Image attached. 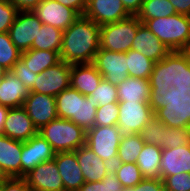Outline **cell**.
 <instances>
[{
    "label": "cell",
    "mask_w": 190,
    "mask_h": 191,
    "mask_svg": "<svg viewBox=\"0 0 190 191\" xmlns=\"http://www.w3.org/2000/svg\"><path fill=\"white\" fill-rule=\"evenodd\" d=\"M141 24L137 16H130L115 23L102 25L100 48L113 52H128Z\"/></svg>",
    "instance_id": "cell-7"
},
{
    "label": "cell",
    "mask_w": 190,
    "mask_h": 191,
    "mask_svg": "<svg viewBox=\"0 0 190 191\" xmlns=\"http://www.w3.org/2000/svg\"><path fill=\"white\" fill-rule=\"evenodd\" d=\"M93 64L105 80L117 86L128 77L126 53L99 49Z\"/></svg>",
    "instance_id": "cell-12"
},
{
    "label": "cell",
    "mask_w": 190,
    "mask_h": 191,
    "mask_svg": "<svg viewBox=\"0 0 190 191\" xmlns=\"http://www.w3.org/2000/svg\"><path fill=\"white\" fill-rule=\"evenodd\" d=\"M100 37L101 26L80 15L63 31L60 60L68 64L93 63Z\"/></svg>",
    "instance_id": "cell-1"
},
{
    "label": "cell",
    "mask_w": 190,
    "mask_h": 191,
    "mask_svg": "<svg viewBox=\"0 0 190 191\" xmlns=\"http://www.w3.org/2000/svg\"><path fill=\"white\" fill-rule=\"evenodd\" d=\"M10 177L7 175V173L4 171L3 167L0 165V184L2 182L8 181Z\"/></svg>",
    "instance_id": "cell-51"
},
{
    "label": "cell",
    "mask_w": 190,
    "mask_h": 191,
    "mask_svg": "<svg viewBox=\"0 0 190 191\" xmlns=\"http://www.w3.org/2000/svg\"><path fill=\"white\" fill-rule=\"evenodd\" d=\"M122 137L120 128L112 126H93L86 131V145L103 161L114 165Z\"/></svg>",
    "instance_id": "cell-8"
},
{
    "label": "cell",
    "mask_w": 190,
    "mask_h": 191,
    "mask_svg": "<svg viewBox=\"0 0 190 191\" xmlns=\"http://www.w3.org/2000/svg\"><path fill=\"white\" fill-rule=\"evenodd\" d=\"M126 53L128 76L141 79H171L155 62L138 51Z\"/></svg>",
    "instance_id": "cell-22"
},
{
    "label": "cell",
    "mask_w": 190,
    "mask_h": 191,
    "mask_svg": "<svg viewBox=\"0 0 190 191\" xmlns=\"http://www.w3.org/2000/svg\"><path fill=\"white\" fill-rule=\"evenodd\" d=\"M11 71L29 91L33 88L37 74L33 73L30 68L26 67L21 59L16 62Z\"/></svg>",
    "instance_id": "cell-41"
},
{
    "label": "cell",
    "mask_w": 190,
    "mask_h": 191,
    "mask_svg": "<svg viewBox=\"0 0 190 191\" xmlns=\"http://www.w3.org/2000/svg\"><path fill=\"white\" fill-rule=\"evenodd\" d=\"M162 148L156 145L144 144L136 164L144 178L161 179L160 162H161Z\"/></svg>",
    "instance_id": "cell-27"
},
{
    "label": "cell",
    "mask_w": 190,
    "mask_h": 191,
    "mask_svg": "<svg viewBox=\"0 0 190 191\" xmlns=\"http://www.w3.org/2000/svg\"><path fill=\"white\" fill-rule=\"evenodd\" d=\"M8 70H6L5 68H3L2 66H0V80L6 75V72Z\"/></svg>",
    "instance_id": "cell-53"
},
{
    "label": "cell",
    "mask_w": 190,
    "mask_h": 191,
    "mask_svg": "<svg viewBox=\"0 0 190 191\" xmlns=\"http://www.w3.org/2000/svg\"><path fill=\"white\" fill-rule=\"evenodd\" d=\"M9 111V107L0 105V134L2 133V130L4 128V122L7 117Z\"/></svg>",
    "instance_id": "cell-49"
},
{
    "label": "cell",
    "mask_w": 190,
    "mask_h": 191,
    "mask_svg": "<svg viewBox=\"0 0 190 191\" xmlns=\"http://www.w3.org/2000/svg\"><path fill=\"white\" fill-rule=\"evenodd\" d=\"M112 167L124 188L134 187L144 179L136 163L116 162Z\"/></svg>",
    "instance_id": "cell-34"
},
{
    "label": "cell",
    "mask_w": 190,
    "mask_h": 191,
    "mask_svg": "<svg viewBox=\"0 0 190 191\" xmlns=\"http://www.w3.org/2000/svg\"><path fill=\"white\" fill-rule=\"evenodd\" d=\"M178 96L180 97L181 102H182L184 108L190 114V94L183 87H181L179 89Z\"/></svg>",
    "instance_id": "cell-48"
},
{
    "label": "cell",
    "mask_w": 190,
    "mask_h": 191,
    "mask_svg": "<svg viewBox=\"0 0 190 191\" xmlns=\"http://www.w3.org/2000/svg\"><path fill=\"white\" fill-rule=\"evenodd\" d=\"M123 191H166L162 179L144 178L134 187L124 188Z\"/></svg>",
    "instance_id": "cell-42"
},
{
    "label": "cell",
    "mask_w": 190,
    "mask_h": 191,
    "mask_svg": "<svg viewBox=\"0 0 190 191\" xmlns=\"http://www.w3.org/2000/svg\"><path fill=\"white\" fill-rule=\"evenodd\" d=\"M131 49L155 62L180 88L183 87L182 62L143 23L138 27Z\"/></svg>",
    "instance_id": "cell-2"
},
{
    "label": "cell",
    "mask_w": 190,
    "mask_h": 191,
    "mask_svg": "<svg viewBox=\"0 0 190 191\" xmlns=\"http://www.w3.org/2000/svg\"><path fill=\"white\" fill-rule=\"evenodd\" d=\"M22 142L0 134V165L10 178H21Z\"/></svg>",
    "instance_id": "cell-25"
},
{
    "label": "cell",
    "mask_w": 190,
    "mask_h": 191,
    "mask_svg": "<svg viewBox=\"0 0 190 191\" xmlns=\"http://www.w3.org/2000/svg\"><path fill=\"white\" fill-rule=\"evenodd\" d=\"M166 191H190V173L180 172L161 178Z\"/></svg>",
    "instance_id": "cell-39"
},
{
    "label": "cell",
    "mask_w": 190,
    "mask_h": 191,
    "mask_svg": "<svg viewBox=\"0 0 190 191\" xmlns=\"http://www.w3.org/2000/svg\"><path fill=\"white\" fill-rule=\"evenodd\" d=\"M20 59L35 74H39L61 61L58 52L38 49H29L22 52Z\"/></svg>",
    "instance_id": "cell-28"
},
{
    "label": "cell",
    "mask_w": 190,
    "mask_h": 191,
    "mask_svg": "<svg viewBox=\"0 0 190 191\" xmlns=\"http://www.w3.org/2000/svg\"><path fill=\"white\" fill-rule=\"evenodd\" d=\"M18 11H33L43 0H9Z\"/></svg>",
    "instance_id": "cell-45"
},
{
    "label": "cell",
    "mask_w": 190,
    "mask_h": 191,
    "mask_svg": "<svg viewBox=\"0 0 190 191\" xmlns=\"http://www.w3.org/2000/svg\"><path fill=\"white\" fill-rule=\"evenodd\" d=\"M23 107L37 130L58 118L55 96L29 92V96L24 100Z\"/></svg>",
    "instance_id": "cell-14"
},
{
    "label": "cell",
    "mask_w": 190,
    "mask_h": 191,
    "mask_svg": "<svg viewBox=\"0 0 190 191\" xmlns=\"http://www.w3.org/2000/svg\"><path fill=\"white\" fill-rule=\"evenodd\" d=\"M85 182L102 181L112 165L103 161L86 144L74 151Z\"/></svg>",
    "instance_id": "cell-21"
},
{
    "label": "cell",
    "mask_w": 190,
    "mask_h": 191,
    "mask_svg": "<svg viewBox=\"0 0 190 191\" xmlns=\"http://www.w3.org/2000/svg\"><path fill=\"white\" fill-rule=\"evenodd\" d=\"M21 52L13 44L9 33H0V66L6 70H11L20 59Z\"/></svg>",
    "instance_id": "cell-35"
},
{
    "label": "cell",
    "mask_w": 190,
    "mask_h": 191,
    "mask_svg": "<svg viewBox=\"0 0 190 191\" xmlns=\"http://www.w3.org/2000/svg\"><path fill=\"white\" fill-rule=\"evenodd\" d=\"M145 142L139 134L122 135L117 151V161L120 163H136Z\"/></svg>",
    "instance_id": "cell-30"
},
{
    "label": "cell",
    "mask_w": 190,
    "mask_h": 191,
    "mask_svg": "<svg viewBox=\"0 0 190 191\" xmlns=\"http://www.w3.org/2000/svg\"><path fill=\"white\" fill-rule=\"evenodd\" d=\"M23 179L26 181L29 190L65 191L54 159L40 163L29 171Z\"/></svg>",
    "instance_id": "cell-13"
},
{
    "label": "cell",
    "mask_w": 190,
    "mask_h": 191,
    "mask_svg": "<svg viewBox=\"0 0 190 191\" xmlns=\"http://www.w3.org/2000/svg\"><path fill=\"white\" fill-rule=\"evenodd\" d=\"M102 79L93 63L72 64L70 86L82 95H91Z\"/></svg>",
    "instance_id": "cell-24"
},
{
    "label": "cell",
    "mask_w": 190,
    "mask_h": 191,
    "mask_svg": "<svg viewBox=\"0 0 190 191\" xmlns=\"http://www.w3.org/2000/svg\"><path fill=\"white\" fill-rule=\"evenodd\" d=\"M60 4L74 9L79 15H83L87 7V0H55Z\"/></svg>",
    "instance_id": "cell-44"
},
{
    "label": "cell",
    "mask_w": 190,
    "mask_h": 191,
    "mask_svg": "<svg viewBox=\"0 0 190 191\" xmlns=\"http://www.w3.org/2000/svg\"><path fill=\"white\" fill-rule=\"evenodd\" d=\"M83 15L99 26L115 23L131 16L121 0H87Z\"/></svg>",
    "instance_id": "cell-17"
},
{
    "label": "cell",
    "mask_w": 190,
    "mask_h": 191,
    "mask_svg": "<svg viewBox=\"0 0 190 191\" xmlns=\"http://www.w3.org/2000/svg\"><path fill=\"white\" fill-rule=\"evenodd\" d=\"M183 88L190 94V76L185 80Z\"/></svg>",
    "instance_id": "cell-52"
},
{
    "label": "cell",
    "mask_w": 190,
    "mask_h": 191,
    "mask_svg": "<svg viewBox=\"0 0 190 191\" xmlns=\"http://www.w3.org/2000/svg\"><path fill=\"white\" fill-rule=\"evenodd\" d=\"M190 144V114L183 108L163 128V149Z\"/></svg>",
    "instance_id": "cell-20"
},
{
    "label": "cell",
    "mask_w": 190,
    "mask_h": 191,
    "mask_svg": "<svg viewBox=\"0 0 190 191\" xmlns=\"http://www.w3.org/2000/svg\"><path fill=\"white\" fill-rule=\"evenodd\" d=\"M177 14L190 16V0H169Z\"/></svg>",
    "instance_id": "cell-47"
},
{
    "label": "cell",
    "mask_w": 190,
    "mask_h": 191,
    "mask_svg": "<svg viewBox=\"0 0 190 191\" xmlns=\"http://www.w3.org/2000/svg\"><path fill=\"white\" fill-rule=\"evenodd\" d=\"M18 12L9 0H0V33L9 31Z\"/></svg>",
    "instance_id": "cell-40"
},
{
    "label": "cell",
    "mask_w": 190,
    "mask_h": 191,
    "mask_svg": "<svg viewBox=\"0 0 190 191\" xmlns=\"http://www.w3.org/2000/svg\"><path fill=\"white\" fill-rule=\"evenodd\" d=\"M92 101L99 106H104L108 103H118L117 86L112 85L104 78L101 80L97 89L91 94Z\"/></svg>",
    "instance_id": "cell-37"
},
{
    "label": "cell",
    "mask_w": 190,
    "mask_h": 191,
    "mask_svg": "<svg viewBox=\"0 0 190 191\" xmlns=\"http://www.w3.org/2000/svg\"><path fill=\"white\" fill-rule=\"evenodd\" d=\"M168 102H118L117 126L122 135L139 134Z\"/></svg>",
    "instance_id": "cell-6"
},
{
    "label": "cell",
    "mask_w": 190,
    "mask_h": 191,
    "mask_svg": "<svg viewBox=\"0 0 190 191\" xmlns=\"http://www.w3.org/2000/svg\"><path fill=\"white\" fill-rule=\"evenodd\" d=\"M55 152L39 133L22 142L21 178L42 162L54 159Z\"/></svg>",
    "instance_id": "cell-16"
},
{
    "label": "cell",
    "mask_w": 190,
    "mask_h": 191,
    "mask_svg": "<svg viewBox=\"0 0 190 191\" xmlns=\"http://www.w3.org/2000/svg\"><path fill=\"white\" fill-rule=\"evenodd\" d=\"M124 8L131 16H137L144 0H121Z\"/></svg>",
    "instance_id": "cell-46"
},
{
    "label": "cell",
    "mask_w": 190,
    "mask_h": 191,
    "mask_svg": "<svg viewBox=\"0 0 190 191\" xmlns=\"http://www.w3.org/2000/svg\"><path fill=\"white\" fill-rule=\"evenodd\" d=\"M42 24L33 11H19L17 13L8 33L11 41L21 53L31 49Z\"/></svg>",
    "instance_id": "cell-11"
},
{
    "label": "cell",
    "mask_w": 190,
    "mask_h": 191,
    "mask_svg": "<svg viewBox=\"0 0 190 191\" xmlns=\"http://www.w3.org/2000/svg\"><path fill=\"white\" fill-rule=\"evenodd\" d=\"M144 25L181 61L190 53V16L173 14Z\"/></svg>",
    "instance_id": "cell-3"
},
{
    "label": "cell",
    "mask_w": 190,
    "mask_h": 191,
    "mask_svg": "<svg viewBox=\"0 0 190 191\" xmlns=\"http://www.w3.org/2000/svg\"><path fill=\"white\" fill-rule=\"evenodd\" d=\"M180 172L190 173V144L172 149H162L160 162L161 178Z\"/></svg>",
    "instance_id": "cell-23"
},
{
    "label": "cell",
    "mask_w": 190,
    "mask_h": 191,
    "mask_svg": "<svg viewBox=\"0 0 190 191\" xmlns=\"http://www.w3.org/2000/svg\"><path fill=\"white\" fill-rule=\"evenodd\" d=\"M180 87L172 79L127 77L117 85L119 102H169Z\"/></svg>",
    "instance_id": "cell-4"
},
{
    "label": "cell",
    "mask_w": 190,
    "mask_h": 191,
    "mask_svg": "<svg viewBox=\"0 0 190 191\" xmlns=\"http://www.w3.org/2000/svg\"><path fill=\"white\" fill-rule=\"evenodd\" d=\"M173 14H176V10L169 0H144L137 17L144 24L147 20L164 18Z\"/></svg>",
    "instance_id": "cell-31"
},
{
    "label": "cell",
    "mask_w": 190,
    "mask_h": 191,
    "mask_svg": "<svg viewBox=\"0 0 190 191\" xmlns=\"http://www.w3.org/2000/svg\"><path fill=\"white\" fill-rule=\"evenodd\" d=\"M33 13L43 24L51 25L62 31L67 29L80 16L74 9L55 0H43L35 7Z\"/></svg>",
    "instance_id": "cell-15"
},
{
    "label": "cell",
    "mask_w": 190,
    "mask_h": 191,
    "mask_svg": "<svg viewBox=\"0 0 190 191\" xmlns=\"http://www.w3.org/2000/svg\"><path fill=\"white\" fill-rule=\"evenodd\" d=\"M0 191H29V187L23 178H10L0 184Z\"/></svg>",
    "instance_id": "cell-43"
},
{
    "label": "cell",
    "mask_w": 190,
    "mask_h": 191,
    "mask_svg": "<svg viewBox=\"0 0 190 191\" xmlns=\"http://www.w3.org/2000/svg\"><path fill=\"white\" fill-rule=\"evenodd\" d=\"M184 108L180 97H173L152 119L144 126L139 135L149 145L163 149V128Z\"/></svg>",
    "instance_id": "cell-10"
},
{
    "label": "cell",
    "mask_w": 190,
    "mask_h": 191,
    "mask_svg": "<svg viewBox=\"0 0 190 191\" xmlns=\"http://www.w3.org/2000/svg\"><path fill=\"white\" fill-rule=\"evenodd\" d=\"M99 104L92 101L91 95H82L78 91L77 117H72V122L82 127L85 131L91 129L95 124V114Z\"/></svg>",
    "instance_id": "cell-32"
},
{
    "label": "cell",
    "mask_w": 190,
    "mask_h": 191,
    "mask_svg": "<svg viewBox=\"0 0 190 191\" xmlns=\"http://www.w3.org/2000/svg\"><path fill=\"white\" fill-rule=\"evenodd\" d=\"M184 71V82L190 76V53L186 59L182 62Z\"/></svg>",
    "instance_id": "cell-50"
},
{
    "label": "cell",
    "mask_w": 190,
    "mask_h": 191,
    "mask_svg": "<svg viewBox=\"0 0 190 191\" xmlns=\"http://www.w3.org/2000/svg\"><path fill=\"white\" fill-rule=\"evenodd\" d=\"M54 160L65 191H78L85 183V179L78 164L76 153L74 151L58 152L55 153Z\"/></svg>",
    "instance_id": "cell-19"
},
{
    "label": "cell",
    "mask_w": 190,
    "mask_h": 191,
    "mask_svg": "<svg viewBox=\"0 0 190 191\" xmlns=\"http://www.w3.org/2000/svg\"><path fill=\"white\" fill-rule=\"evenodd\" d=\"M63 31L48 24H42L31 49L51 50L60 54Z\"/></svg>",
    "instance_id": "cell-29"
},
{
    "label": "cell",
    "mask_w": 190,
    "mask_h": 191,
    "mask_svg": "<svg viewBox=\"0 0 190 191\" xmlns=\"http://www.w3.org/2000/svg\"><path fill=\"white\" fill-rule=\"evenodd\" d=\"M72 64L60 61L37 74L35 84L30 92L57 96L70 86Z\"/></svg>",
    "instance_id": "cell-9"
},
{
    "label": "cell",
    "mask_w": 190,
    "mask_h": 191,
    "mask_svg": "<svg viewBox=\"0 0 190 191\" xmlns=\"http://www.w3.org/2000/svg\"><path fill=\"white\" fill-rule=\"evenodd\" d=\"M95 115L94 126L117 125L119 117L118 103H108L104 106H98Z\"/></svg>",
    "instance_id": "cell-38"
},
{
    "label": "cell",
    "mask_w": 190,
    "mask_h": 191,
    "mask_svg": "<svg viewBox=\"0 0 190 191\" xmlns=\"http://www.w3.org/2000/svg\"><path fill=\"white\" fill-rule=\"evenodd\" d=\"M1 134L11 139L25 142L38 134V130L27 115L24 107L21 106L9 108Z\"/></svg>",
    "instance_id": "cell-18"
},
{
    "label": "cell",
    "mask_w": 190,
    "mask_h": 191,
    "mask_svg": "<svg viewBox=\"0 0 190 191\" xmlns=\"http://www.w3.org/2000/svg\"><path fill=\"white\" fill-rule=\"evenodd\" d=\"M124 187L116 177L115 169L111 166L102 181L85 182L78 191H123Z\"/></svg>",
    "instance_id": "cell-36"
},
{
    "label": "cell",
    "mask_w": 190,
    "mask_h": 191,
    "mask_svg": "<svg viewBox=\"0 0 190 191\" xmlns=\"http://www.w3.org/2000/svg\"><path fill=\"white\" fill-rule=\"evenodd\" d=\"M29 90L11 70L0 80V105L9 108L21 107L29 96Z\"/></svg>",
    "instance_id": "cell-26"
},
{
    "label": "cell",
    "mask_w": 190,
    "mask_h": 191,
    "mask_svg": "<svg viewBox=\"0 0 190 191\" xmlns=\"http://www.w3.org/2000/svg\"><path fill=\"white\" fill-rule=\"evenodd\" d=\"M55 153L75 151L86 144V131L68 119L56 118L38 130Z\"/></svg>",
    "instance_id": "cell-5"
},
{
    "label": "cell",
    "mask_w": 190,
    "mask_h": 191,
    "mask_svg": "<svg viewBox=\"0 0 190 191\" xmlns=\"http://www.w3.org/2000/svg\"><path fill=\"white\" fill-rule=\"evenodd\" d=\"M55 98L58 118L72 121V117H77L78 91L75 88L69 86Z\"/></svg>",
    "instance_id": "cell-33"
}]
</instances>
